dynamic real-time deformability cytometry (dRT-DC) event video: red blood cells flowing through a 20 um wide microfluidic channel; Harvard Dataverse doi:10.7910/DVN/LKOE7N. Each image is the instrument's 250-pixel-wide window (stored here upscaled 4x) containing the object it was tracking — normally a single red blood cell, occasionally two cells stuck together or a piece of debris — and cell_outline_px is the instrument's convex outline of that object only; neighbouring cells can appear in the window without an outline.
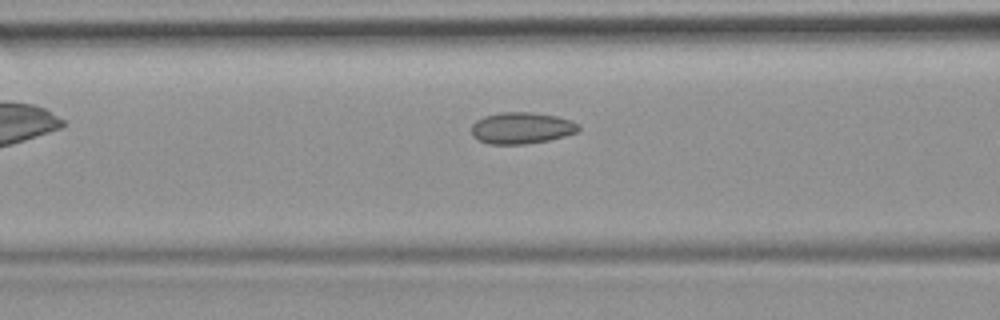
{"species": "common noctule bat (a hibernating species)", "species_latin": "Nyctalus noctula", "temperature_condition": "room temperature", "stored_images_in_passage": 6, "camera_frame_rate_fps": 3000, "um_per_image_px": 0.085, "animal": {"sex": "female", "body_mass_g": 19.9}, "frame": {"image": 1, "passage_image": 5, "time_ms": 1.333, "image_size_px": [1000, 320], "cell_outline_px": [[580, 132], [548, 140], [524, 144], [488, 144], [472, 136], [472, 124], [476, 120], [484, 116], [500, 112], [532, 112], [556, 116], [572, 120], [580, 124]], "centroid_in_image_um": [44.36, 10.87], "position_along_channel_um": 122.2, "area_um2": 19.83}}